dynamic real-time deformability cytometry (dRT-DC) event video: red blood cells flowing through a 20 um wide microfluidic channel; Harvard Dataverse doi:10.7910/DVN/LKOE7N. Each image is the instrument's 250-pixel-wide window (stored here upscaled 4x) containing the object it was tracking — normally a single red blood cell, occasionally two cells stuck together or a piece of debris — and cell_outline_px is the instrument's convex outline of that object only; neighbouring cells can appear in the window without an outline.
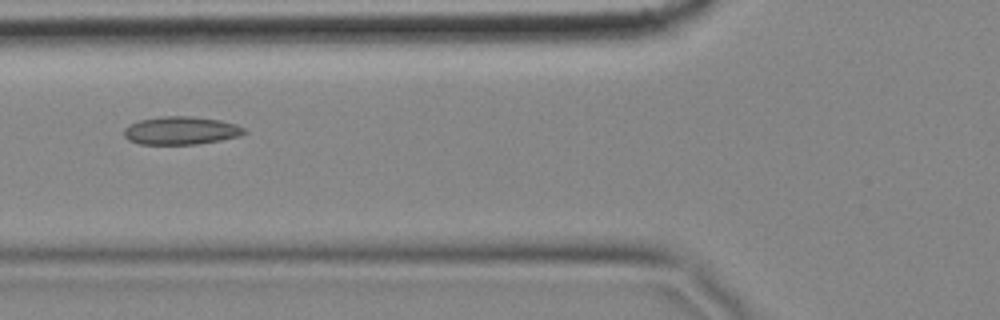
{"species": "common noctule bat (a hibernating species)", "species_latin": "Nyctalus noctula", "temperature_condition": "cold", "stored_images_in_passage": 7, "camera_frame_rate_fps": 3000, "um_per_image_px": 0.085, "animal": {"sex": "female", "body_mass_g": 18.4}, "frame": {"image": 1, "passage_image": 6, "time_ms": 1.667, "image_size_px": [1000, 320], "cell_outline_px": [[248, 132], [240, 136], [220, 140], [196, 144], [140, 144], [128, 140], [124, 136], [124, 128], [128, 124], [140, 120], [160, 116], [192, 116], [220, 120], [236, 124], [244, 128]], "centroid_in_image_um": [15.37, 11.09], "position_along_channel_um": 110.4, "area_um2": 19.77}}
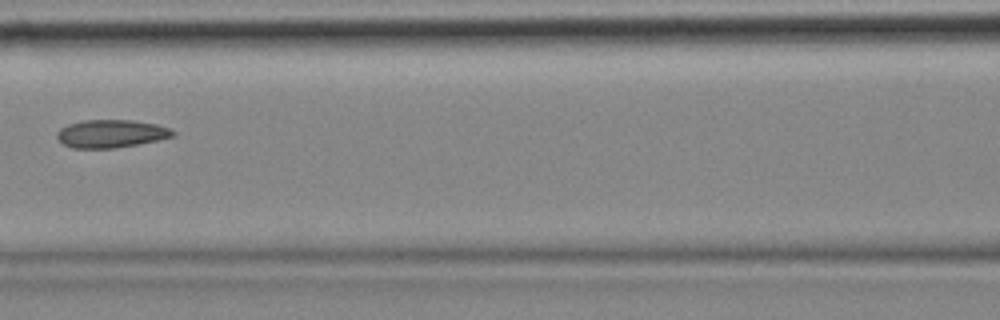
{"frame": {"image": 2, "passage_image": 7, "time_ms": 2.0, "image_size_px": [1000, 320], "cell_outline_px": [[176, 132], [172, 136], [140, 144], [112, 148], [72, 148], [64, 144], [56, 136], [56, 132], [60, 128], [68, 124], [84, 120], [132, 120], [156, 124], [172, 128]], "centroid_in_image_um": [9.44, 11.35], "position_along_channel_um": 157.2, "area_um2": 18.84}}